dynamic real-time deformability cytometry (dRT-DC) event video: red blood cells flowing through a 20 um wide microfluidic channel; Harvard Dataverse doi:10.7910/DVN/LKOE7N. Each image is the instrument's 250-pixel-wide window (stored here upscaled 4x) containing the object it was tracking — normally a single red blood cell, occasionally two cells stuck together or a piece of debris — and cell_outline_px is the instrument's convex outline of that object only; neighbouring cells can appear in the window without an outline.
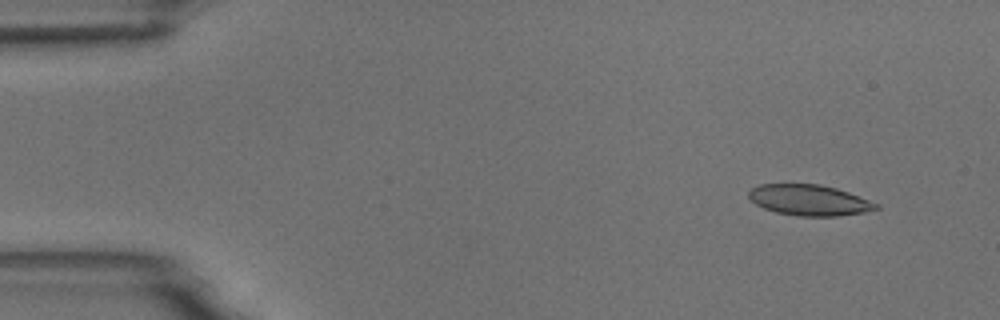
{"species": "common noctule bat (a hibernating species)", "species_latin": "Nyctalus noctula", "temperature_condition": "room temperature", "stored_images_in_passage": 6, "camera_frame_rate_fps": 3000, "um_per_image_px": 0.085, "animal": {"sex": "male", "body_mass_g": 18.8}, "frame": {"image": 1, "passage_image": 2, "time_ms": 1.333, "image_size_px": [1000, 320], "cell_outline_px": [[880, 208], [864, 212], [840, 216], [796, 216], [776, 212], [764, 208], [756, 204], [748, 196], [748, 192], [752, 188], [760, 184], [820, 184], [836, 188], [848, 192], [880, 204]], "centroid_in_image_um": [68.8, 17.01], "position_along_channel_um": 16.2, "area_um2": 22.89}}
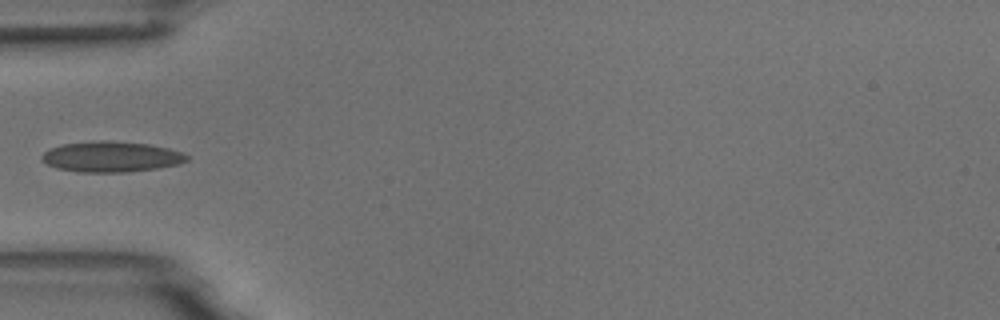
{"frame": {"image": 2, "passage_image": 5, "time_ms": 5.667, "image_size_px": [1000, 320], "cell_outline_px": [[188, 160], [180, 164], [156, 168], [124, 172], [80, 172], [56, 168], [40, 160], [40, 156], [48, 148], [64, 144], [100, 140], [108, 140], [148, 144], [168, 148], [180, 152], [188, 156]], "centroid_in_image_um": [9.41, 13.32], "position_along_channel_um": 75.6, "area_um2": 25.84}}